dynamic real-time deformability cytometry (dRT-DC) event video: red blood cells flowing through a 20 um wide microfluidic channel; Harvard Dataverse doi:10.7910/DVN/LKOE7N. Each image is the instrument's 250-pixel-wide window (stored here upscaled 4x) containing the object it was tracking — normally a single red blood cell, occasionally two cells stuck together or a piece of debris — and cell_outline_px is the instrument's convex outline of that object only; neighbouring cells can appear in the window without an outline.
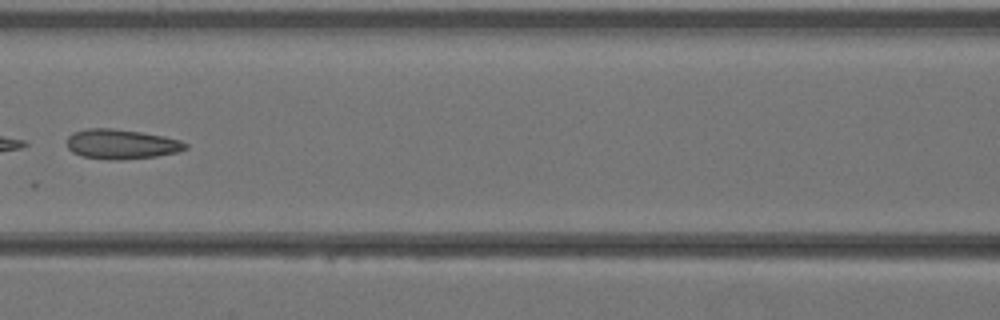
{"species": "Egyptian fruit bat (a non-hibernating species)", "species_latin": "Rousettus aegyptiacus", "temperature_condition": "warm", "stored_images_in_passage": 23, "camera_frame_rate_fps": 3000, "um_per_image_px": 0.085, "animal": {"sex": "female"}, "frame": {"image": 1, "passage_image": 6, "time_ms": 1.667, "image_size_px": [1000, 320], "cell_outline_px": [[188, 148], [176, 152], [156, 156], [120, 160], [112, 160], [80, 156], [72, 152], [68, 148], [68, 136], [72, 132], [88, 128], [112, 128], [140, 132], [164, 136], [180, 140], [188, 144]], "centroid_in_image_um": [10.3, 12.25], "position_along_channel_um": 156.3, "area_um2": 20.58}}
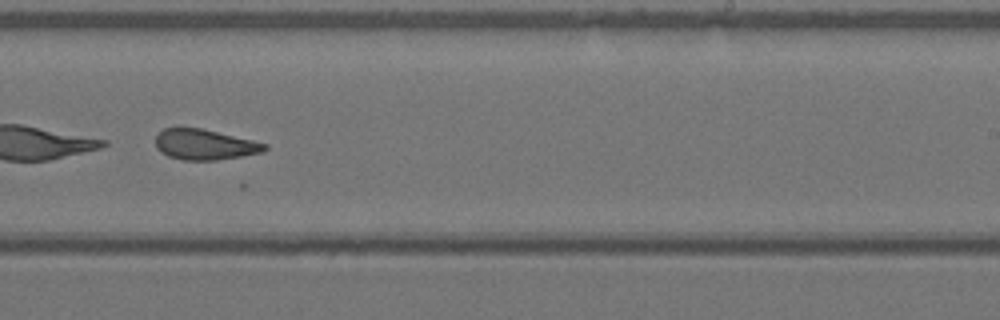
{"frame": {"image": 2, "passage_image": 13, "time_ms": 4.0, "image_size_px": [1000, 320], "cell_outline_px": [[268, 148], [264, 152], [216, 160], [184, 160], [168, 156], [160, 152], [156, 148], [156, 136], [164, 128], [200, 128], [252, 140], [268, 144]], "centroid_in_image_um": [17.4, 12.29], "position_along_channel_um": 271.6, "area_um2": 19.25}}